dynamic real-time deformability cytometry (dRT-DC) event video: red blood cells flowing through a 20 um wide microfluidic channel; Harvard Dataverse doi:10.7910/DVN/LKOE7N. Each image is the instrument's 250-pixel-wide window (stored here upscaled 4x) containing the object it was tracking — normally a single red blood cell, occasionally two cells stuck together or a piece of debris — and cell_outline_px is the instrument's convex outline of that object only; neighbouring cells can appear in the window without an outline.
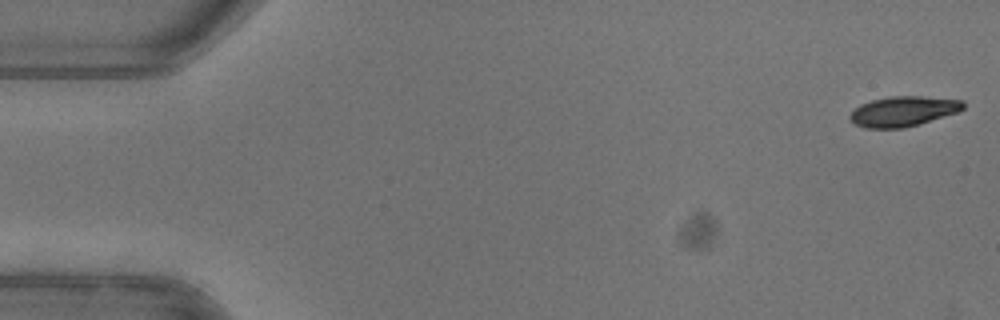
{"species": "common noctule bat (a hibernating species)", "species_latin": "Nyctalus noctula", "temperature_condition": "warm", "stored_images_in_passage": 52, "camera_frame_rate_fps": 3000, "um_per_image_px": 0.085, "animal": {"sex": "female"}, "frame": {"image": 1, "passage_image": 1, "time_ms": 0.0, "image_size_px": [1000, 320], "cell_outline_px": [[964, 108], [960, 112], [904, 128], [864, 128], [856, 124], [848, 116], [860, 104], [872, 100], [892, 96], [920, 96], [964, 100]], "centroid_in_image_um": [76.81, 9.46], "position_along_channel_um": 8.2, "area_um2": 19.83}}
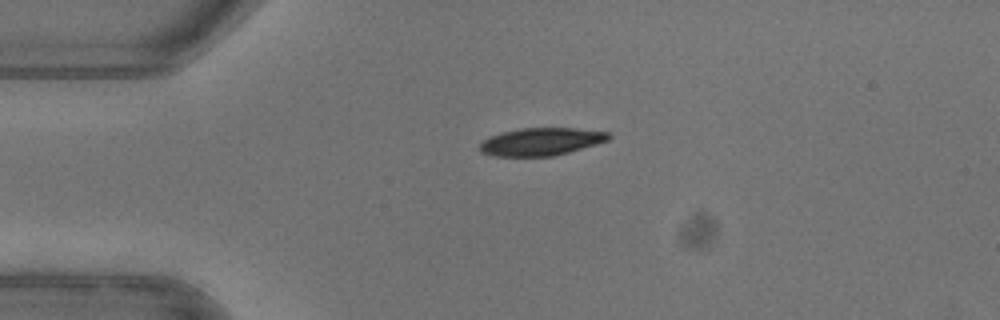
{"frame": {"image": 2, "passage_image": 12, "time_ms": 3.667, "image_size_px": [1000, 320], "cell_outline_px": [[612, 136], [608, 140], [596, 144], [568, 152], [552, 156], [496, 156], [480, 152], [480, 144], [488, 136], [520, 128], [572, 128], [608, 132]], "centroid_in_image_um": [45.98, 12.04], "position_along_channel_um": 39.0, "area_um2": 20.58}}
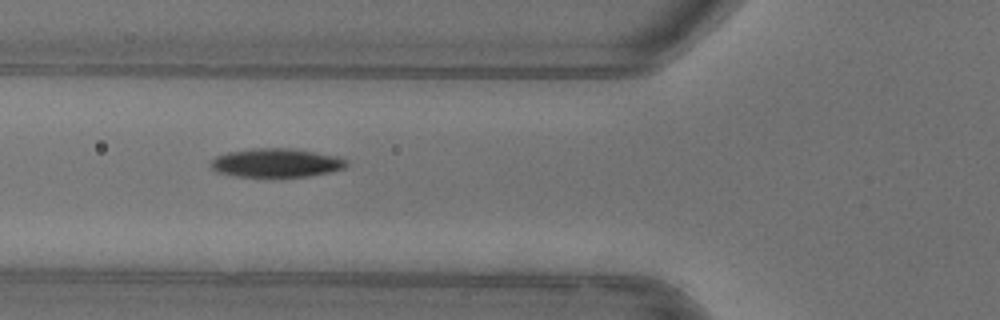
{"frame": {"image": 3, "passage_image": 19, "time_ms": 6.0, "image_size_px": [1000, 320], "cell_outline_px": [[348, 164], [344, 168], [332, 172], [308, 176], [236, 176], [216, 172], [212, 168], [212, 160], [216, 156], [228, 152], [252, 148], [292, 148], [344, 156], [348, 160]], "centroid_in_image_um": [23.57, 13.82], "position_along_channel_um": 102.2, "area_um2": 22.95}, "authors_computed_cell_mechanics": {"area_um2": 21.6172, "velocity_mm_per_s": 3.9681, "shape_relaxation_time_tau1_ms": 2.7328, "shape_relaxation_time_tau2_ms": null, "deformation_change_tau1": 0.1391, "deformation_change_tau2": null}}